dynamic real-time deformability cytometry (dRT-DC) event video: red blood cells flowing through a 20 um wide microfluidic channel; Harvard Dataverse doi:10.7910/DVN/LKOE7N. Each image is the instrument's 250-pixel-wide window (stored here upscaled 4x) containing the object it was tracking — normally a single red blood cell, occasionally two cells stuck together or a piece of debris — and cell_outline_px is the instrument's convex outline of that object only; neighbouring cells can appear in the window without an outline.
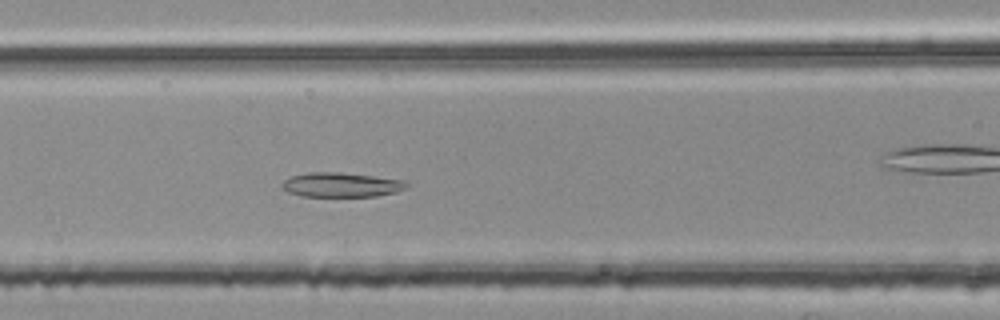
{"species": "common noctule bat (a hibernating species)", "species_latin": "Nyctalus noctula", "temperature_condition": "room temperature", "stored_images_in_passage": 50, "camera_frame_rate_fps": 3000, "um_per_image_px": 0.085, "animal": {"sex": "female", "body_mass_g": 25.1}, "frame": {"image": 1, "passage_image": 20, "time_ms": 6.333, "image_size_px": [1000, 320], "cell_outline_px": [[408, 188], [396, 192], [376, 196], [300, 196], [288, 192], [280, 188], [280, 184], [284, 180], [292, 176], [308, 172], [340, 172], [404, 180], [408, 184]], "centroid_in_image_um": [28.98, 15.71], "position_along_channel_um": 137.6, "area_um2": 17.86}}
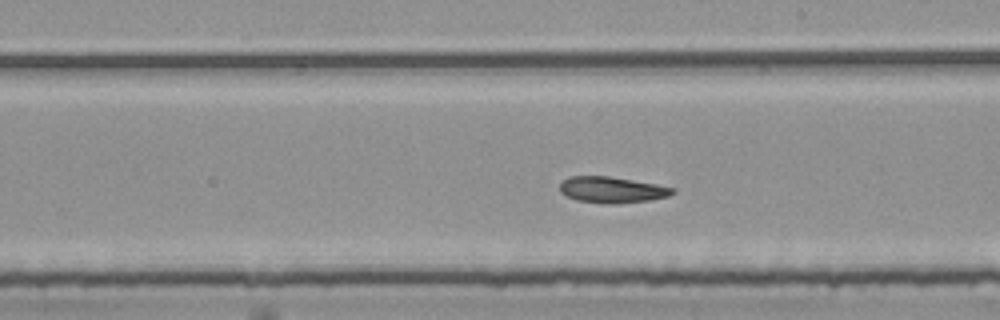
{"frame": {"image": 2, "passage_image": 28, "time_ms": 9.0, "image_size_px": [1000, 320], "cell_outline_px": [[676, 192], [668, 196], [652, 200], [620, 204], [608, 204], [576, 200], [560, 192], [560, 180], [568, 176], [608, 176], [656, 184], [676, 188]], "centroid_in_image_um": [52.02, 16.13], "position_along_channel_um": 237.0, "area_um2": 17.4}}
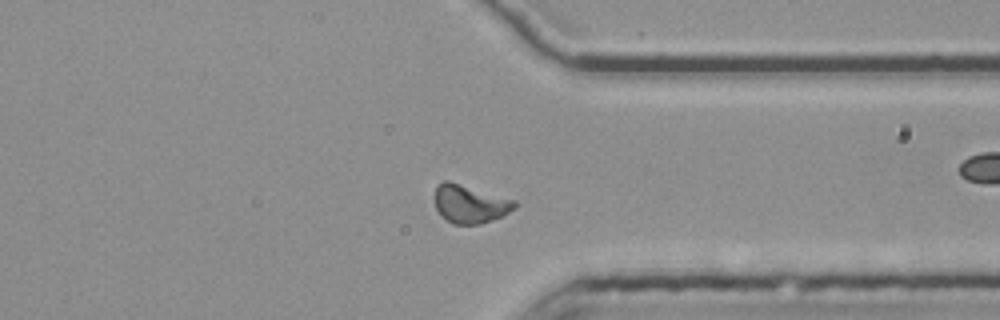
{"frame": {"image": 3, "passage_image": 39, "time_ms": 12.667, "image_size_px": [1000, 320], "cell_outline_px": [[520, 204], [516, 208], [492, 220], [480, 224], [452, 224], [436, 208], [436, 188], [444, 180], [448, 180], [516, 200]], "centroid_in_image_um": [40.0, 17.33], "position_along_channel_um": 371.4, "area_um2": 17.57}}